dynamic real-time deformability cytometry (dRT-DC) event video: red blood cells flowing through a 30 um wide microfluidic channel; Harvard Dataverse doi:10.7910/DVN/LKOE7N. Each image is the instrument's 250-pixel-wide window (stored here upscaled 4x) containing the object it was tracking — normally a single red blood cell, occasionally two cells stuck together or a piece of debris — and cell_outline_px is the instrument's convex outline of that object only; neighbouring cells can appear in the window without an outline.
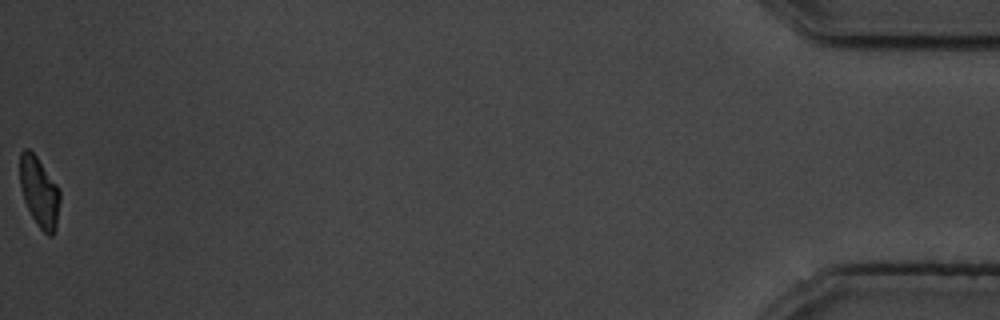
{"species": "common noctule bat (a hibernating species)", "species_latin": "Nyctalus noctula", "temperature_condition": "cold", "stored_images_in_passage": 41, "camera_frame_rate_fps": 3000, "um_per_image_px": 0.085, "animal": {"sex": "male", "body_mass_g": 19.5, "forearm_length_mm": 54.6}, "frame": {"image": 1, "passage_image": 41, "time_ms": 13.333, "image_size_px": [1000, 320], "cell_outline_px": [[60, 200], [56, 228], [52, 236], [48, 236], [40, 228], [32, 216], [24, 200], [20, 184], [20, 152], [24, 148], [28, 148], [36, 156], [60, 188]], "centroid_in_image_um": [3.35, 16.31], "position_along_channel_um": 431.8, "area_um2": 16.3}, "authors_computed_cell_mechanics": {"area_um2": 18.0914, "velocity_mm_per_s": 3.7368, "shape_relaxation_time_tau1_ms": 3.2528, "shape_relaxation_time_tau2_ms": 5.4312, "deformation_change_tau1": 0.134, "deformation_change_tau2": 0.1147}}